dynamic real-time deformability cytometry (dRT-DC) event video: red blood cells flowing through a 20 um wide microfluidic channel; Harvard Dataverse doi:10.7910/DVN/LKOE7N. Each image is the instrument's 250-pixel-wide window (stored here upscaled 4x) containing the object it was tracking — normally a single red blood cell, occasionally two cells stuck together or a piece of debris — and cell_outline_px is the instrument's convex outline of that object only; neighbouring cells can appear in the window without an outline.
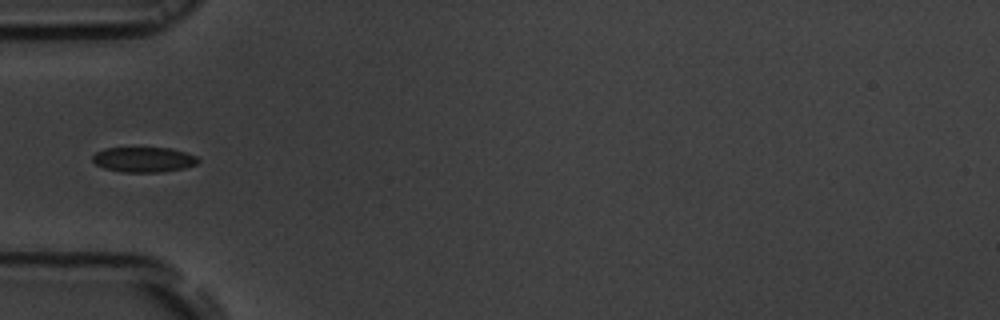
{"species": "common noctule bat (a hibernating species)", "species_latin": "Nyctalus noctula", "temperature_condition": "room temperature", "stored_images_in_passage": 38, "camera_frame_rate_fps": 3000, "um_per_image_px": 0.085, "animal": {"sex": "male", "body_mass_g": 19.5, "forearm_length_mm": 54.6}, "frame": {"image": 1, "passage_image": 1, "time_ms": 0.0, "image_size_px": [1000, 320], "cell_outline_px": [[200, 160], [196, 164], [184, 168], [160, 172], [120, 172], [104, 168], [96, 164], [92, 160], [92, 156], [96, 152], [104, 148], [172, 148], [196, 156]], "centroid_in_image_um": [12.2, 13.56], "position_along_channel_um": 72.8, "area_um2": 15.43}}
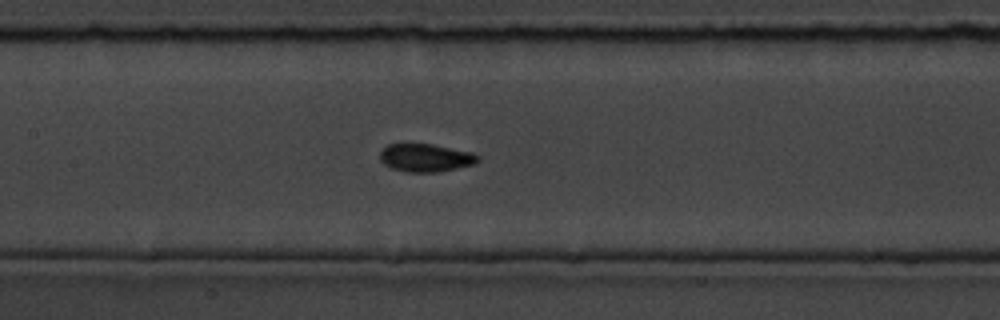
{"frame": {"image": 2, "passage_image": 9, "time_ms": 2.667, "image_size_px": [1000, 320], "cell_outline_px": [[480, 160], [476, 164], [440, 172], [408, 172], [392, 168], [384, 164], [380, 160], [380, 152], [388, 144], [432, 144], [472, 152], [480, 156]], "centroid_in_image_um": [36.22, 13.42], "position_along_channel_um": 171.2, "area_um2": 16.07}}
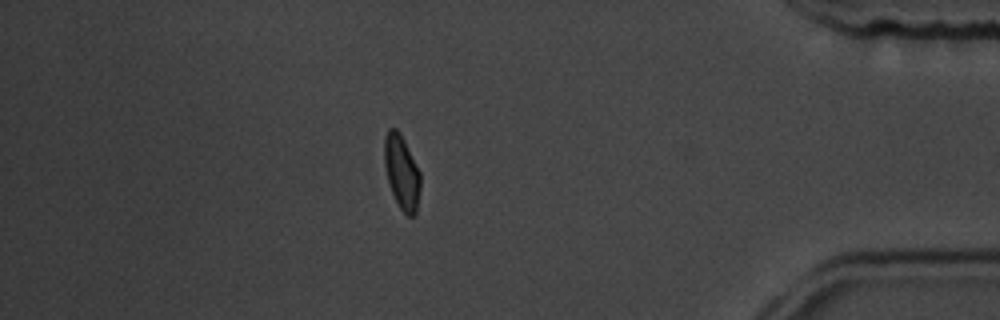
{"frame": {"image": 3, "passage_image": 31, "time_ms": 10.0, "image_size_px": [1000, 320], "cell_outline_px": [[420, 188], [416, 212], [412, 216], [408, 216], [400, 208], [392, 192], [388, 180], [384, 164], [384, 136], [388, 128], [396, 128], [400, 132], [420, 172]], "centroid_in_image_um": [34.13, 14.59], "position_along_channel_um": 401.1, "area_um2": 15.43}}